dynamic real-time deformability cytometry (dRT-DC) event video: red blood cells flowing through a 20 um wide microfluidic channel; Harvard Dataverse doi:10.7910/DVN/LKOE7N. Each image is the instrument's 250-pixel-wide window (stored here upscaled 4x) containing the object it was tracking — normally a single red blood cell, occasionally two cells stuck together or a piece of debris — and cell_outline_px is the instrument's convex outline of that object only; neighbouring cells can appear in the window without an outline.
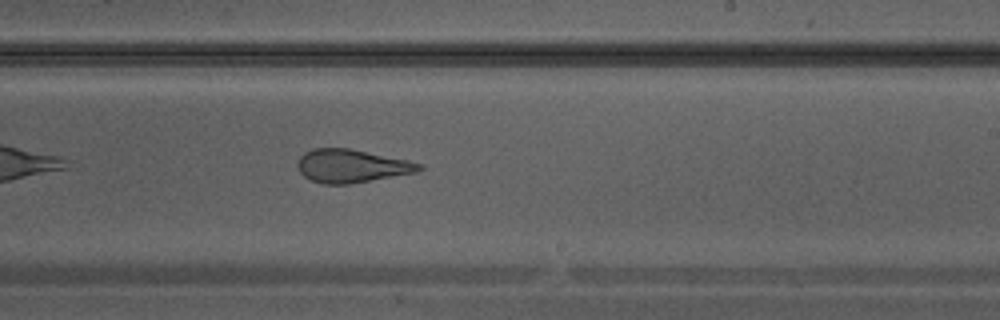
{"species": "Egyptian fruit bat (a non-hibernating species)", "species_latin": "Rousettus aegyptiacus", "temperature_condition": "warm", "stored_images_in_passage": 25, "camera_frame_rate_fps": 3000, "um_per_image_px": 0.085, "animal": {"sex": "male"}, "frame": {"image": 1, "passage_image": 11, "time_ms": 3.333, "image_size_px": [1000, 320], "cell_outline_px": [[424, 168], [416, 172], [348, 184], [324, 184], [312, 180], [304, 176], [300, 172], [296, 164], [300, 156], [304, 152], [312, 148], [348, 148], [408, 160], [424, 164]], "centroid_in_image_um": [29.87, 14.1], "position_along_channel_um": 259.1, "area_um2": 23.41}}